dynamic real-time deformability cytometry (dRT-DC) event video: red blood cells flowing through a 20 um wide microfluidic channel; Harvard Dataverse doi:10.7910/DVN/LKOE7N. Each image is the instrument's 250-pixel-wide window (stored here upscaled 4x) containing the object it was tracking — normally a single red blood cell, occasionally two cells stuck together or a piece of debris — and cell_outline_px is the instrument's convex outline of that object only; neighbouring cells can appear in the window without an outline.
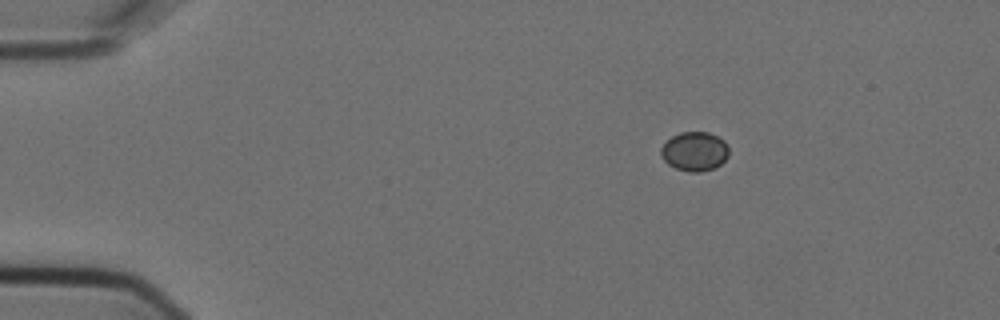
{"species": "Egyptian fruit bat (a non-hibernating species)", "species_latin": "Rousettus aegyptiacus", "temperature_condition": "cold", "stored_images_in_passage": 2, "camera_frame_rate_fps": 3000, "um_per_image_px": 0.085, "animal": {"sex": "female"}, "frame": {"image": 1, "passage_image": 1, "time_ms": 0.0, "image_size_px": [1000, 320], "cell_outline_px": [[728, 156], [716, 168], [700, 172], [688, 172], [676, 168], [668, 164], [660, 156], [660, 148], [672, 136], [680, 132], [708, 132], [724, 140], [728, 148]], "centroid_in_image_um": [59.03, 12.88], "position_along_channel_um": 26.0, "area_um2": 15.55}}